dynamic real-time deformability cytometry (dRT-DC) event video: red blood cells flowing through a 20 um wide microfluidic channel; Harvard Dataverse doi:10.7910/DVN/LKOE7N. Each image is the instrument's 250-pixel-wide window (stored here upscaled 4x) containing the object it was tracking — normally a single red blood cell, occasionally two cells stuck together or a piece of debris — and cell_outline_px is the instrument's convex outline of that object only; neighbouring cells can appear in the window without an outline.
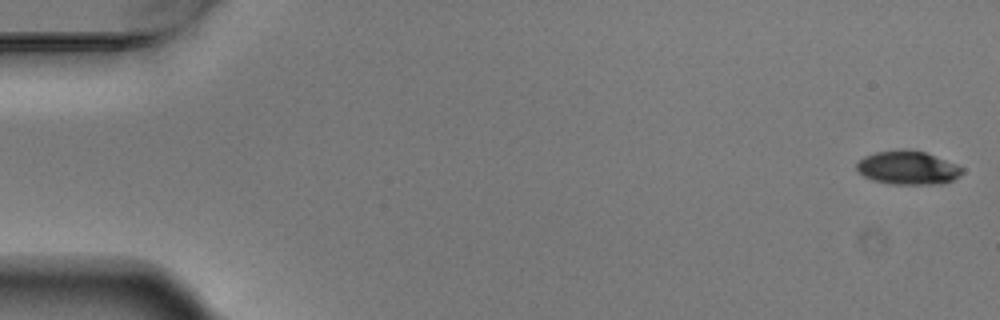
{"species": "Egyptian fruit bat (a non-hibernating species)", "species_latin": "Rousettus aegyptiacus", "temperature_condition": "warm", "stored_images_in_passage": 9, "camera_frame_rate_fps": 3000, "um_per_image_px": 0.085, "animal": {"sex": "male"}, "frame": {"image": 1, "passage_image": 1, "time_ms": 0.0, "image_size_px": [1000, 320], "cell_outline_px": [[964, 172], [960, 176], [944, 184], [892, 184], [872, 180], [864, 176], [856, 168], [856, 164], [864, 156], [876, 152], [900, 148], [908, 148], [924, 152], [956, 164], [964, 168]], "centroid_in_image_um": [77.18, 14.25], "position_along_channel_um": 7.8, "area_um2": 20.87}}
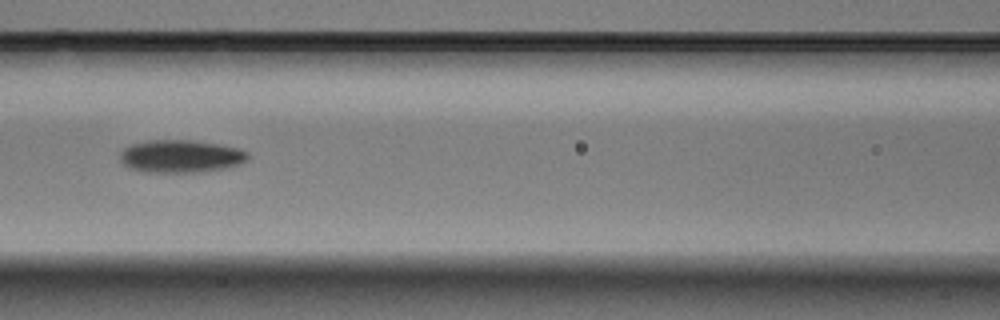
{"frame": {"image": 2, "passage_image": 7, "time_ms": 2.0, "image_size_px": [1000, 320], "cell_outline_px": [[248, 160], [240, 164], [224, 168], [200, 172], [144, 172], [128, 168], [120, 160], [120, 152], [128, 144], [148, 140], [188, 140], [216, 144], [236, 148], [248, 152]], "centroid_in_image_um": [15.31, 13.28], "position_along_channel_um": 151.3, "area_um2": 24.39}}
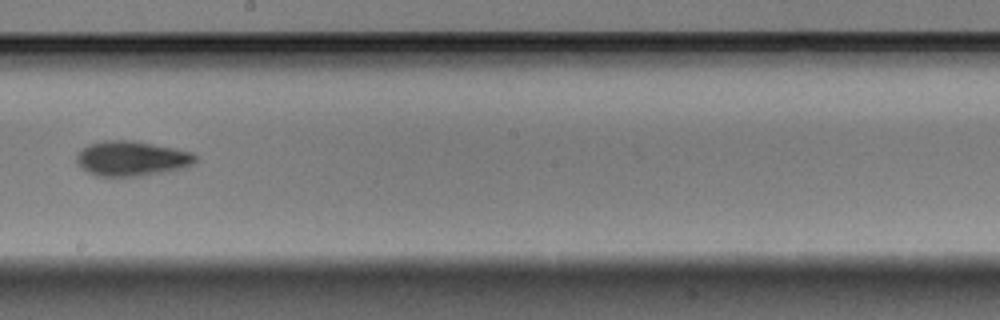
{"frame": {"image": 3, "passage_image": 9, "time_ms": 2.667, "image_size_px": [1000, 320], "cell_outline_px": [[196, 164], [184, 168], [144, 176], [96, 176], [88, 172], [76, 164], [76, 156], [80, 148], [88, 144], [104, 140], [132, 140], [192, 152], [196, 156]], "centroid_in_image_um": [11.17, 13.48], "position_along_channel_um": 237.0, "area_um2": 24.45}}